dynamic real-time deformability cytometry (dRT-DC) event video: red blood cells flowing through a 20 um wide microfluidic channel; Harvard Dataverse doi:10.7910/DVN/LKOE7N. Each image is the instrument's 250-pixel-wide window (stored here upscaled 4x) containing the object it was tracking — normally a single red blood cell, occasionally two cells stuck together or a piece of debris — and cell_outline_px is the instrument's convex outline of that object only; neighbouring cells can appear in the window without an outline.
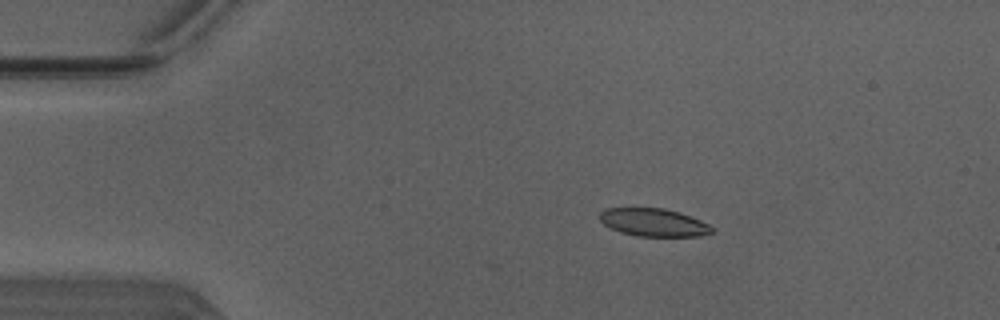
{"species": "Egyptian fruit bat (a non-hibernating species)", "species_latin": "Rousettus aegyptiacus", "temperature_condition": "warm", "stored_images_in_passage": 4, "camera_frame_rate_fps": 3000, "um_per_image_px": 0.085, "animal": {"sex": "male"}, "frame": {"image": 1, "passage_image": 1, "time_ms": 0.0, "image_size_px": [1000, 320], "cell_outline_px": [[712, 232], [700, 236], [636, 236], [620, 232], [604, 224], [596, 216], [604, 208], [664, 208], [680, 212], [700, 220], [708, 224], [712, 228]], "centroid_in_image_um": [55.51, 18.9], "position_along_channel_um": 29.5, "area_um2": 18.26}}